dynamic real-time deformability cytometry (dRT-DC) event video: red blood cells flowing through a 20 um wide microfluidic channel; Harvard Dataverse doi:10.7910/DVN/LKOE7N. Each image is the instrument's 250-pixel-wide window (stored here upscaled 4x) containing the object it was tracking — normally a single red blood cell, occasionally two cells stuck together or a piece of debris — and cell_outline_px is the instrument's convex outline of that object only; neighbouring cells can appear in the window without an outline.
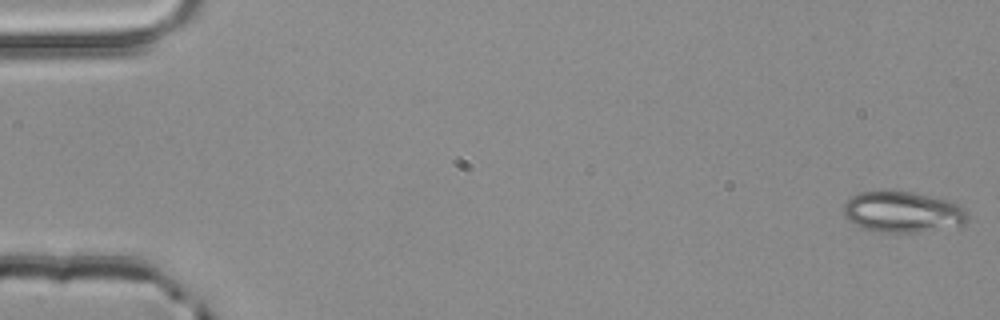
{"species": "common noctule bat (a hibernating species)", "species_latin": "Nyctalus noctula", "temperature_condition": "room temperature", "stored_images_in_passage": 4, "camera_frame_rate_fps": 3000, "um_per_image_px": 0.085, "animal": {"sex": "male", "body_mass_g": 20.4}, "frame": {"image": 1, "passage_image": 1, "time_ms": 0.0, "image_size_px": [1000, 320], "cell_outline_px": [[968, 220], [964, 224], [920, 232], [876, 232], [864, 228], [848, 220], [844, 216], [844, 204], [852, 196], [860, 192], [888, 188], [892, 188], [912, 192], [948, 200], [964, 208], [968, 216]], "centroid_in_image_um": [76.69, 17.98], "position_along_channel_um": 8.3, "area_um2": 30.0}}